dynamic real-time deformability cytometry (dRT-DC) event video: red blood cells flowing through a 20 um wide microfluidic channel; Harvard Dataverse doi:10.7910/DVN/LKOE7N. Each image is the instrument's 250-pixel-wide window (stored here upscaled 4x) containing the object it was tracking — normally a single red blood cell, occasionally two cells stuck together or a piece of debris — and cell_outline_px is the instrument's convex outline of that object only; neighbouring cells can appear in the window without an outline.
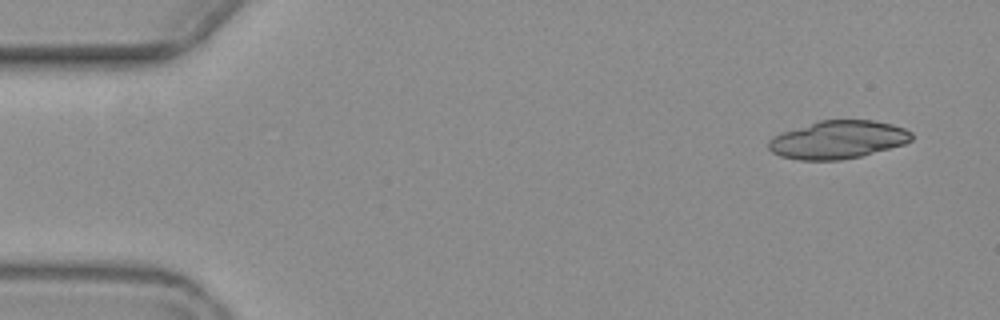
{"species": "common noctule bat (a hibernating species)", "species_latin": "Nyctalus noctula", "temperature_condition": "warm", "stored_images_in_passage": 6, "camera_frame_rate_fps": 3000, "um_per_image_px": 0.085, "animal": {"sex": "female", "body_mass_g": 19.3, "forearm_length_mm": 54.1}, "frame": {"image": 1, "passage_image": 1, "time_ms": 0.0, "image_size_px": [1000, 320], "cell_outline_px": [[912, 140], [904, 144], [860, 156], [840, 160], [800, 160], [780, 156], [772, 152], [768, 148], [768, 140], [772, 136], [780, 132], [820, 120], [872, 120], [892, 124], [904, 128], [912, 132]], "centroid_in_image_um": [71.19, 11.87], "position_along_channel_um": 13.8, "area_um2": 31.73}}